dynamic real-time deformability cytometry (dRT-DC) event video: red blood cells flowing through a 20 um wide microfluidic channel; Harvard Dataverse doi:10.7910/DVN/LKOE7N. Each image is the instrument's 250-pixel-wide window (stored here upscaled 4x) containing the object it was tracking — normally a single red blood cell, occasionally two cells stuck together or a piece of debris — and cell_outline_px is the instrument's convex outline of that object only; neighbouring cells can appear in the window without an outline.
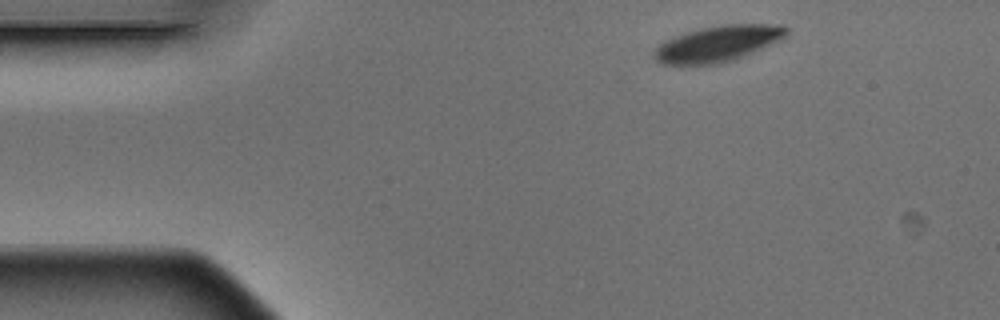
{"species": "Egyptian fruit bat (a non-hibernating species)", "species_latin": "Rousettus aegyptiacus", "temperature_condition": "warm", "stored_images_in_passage": 3, "camera_frame_rate_fps": 3000, "um_per_image_px": 0.085, "animal": {"sex": "male"}, "frame": {"image": 1, "passage_image": 1, "time_ms": 0.0, "image_size_px": [1000, 320], "cell_outline_px": [[788, 32], [784, 36], [736, 60], [716, 64], [664, 64], [656, 60], [656, 48], [664, 40], [688, 32], [720, 24], [784, 24], [788, 28]], "centroid_in_image_um": [61.04, 3.7], "position_along_channel_um": 24.0, "area_um2": 27.11}}